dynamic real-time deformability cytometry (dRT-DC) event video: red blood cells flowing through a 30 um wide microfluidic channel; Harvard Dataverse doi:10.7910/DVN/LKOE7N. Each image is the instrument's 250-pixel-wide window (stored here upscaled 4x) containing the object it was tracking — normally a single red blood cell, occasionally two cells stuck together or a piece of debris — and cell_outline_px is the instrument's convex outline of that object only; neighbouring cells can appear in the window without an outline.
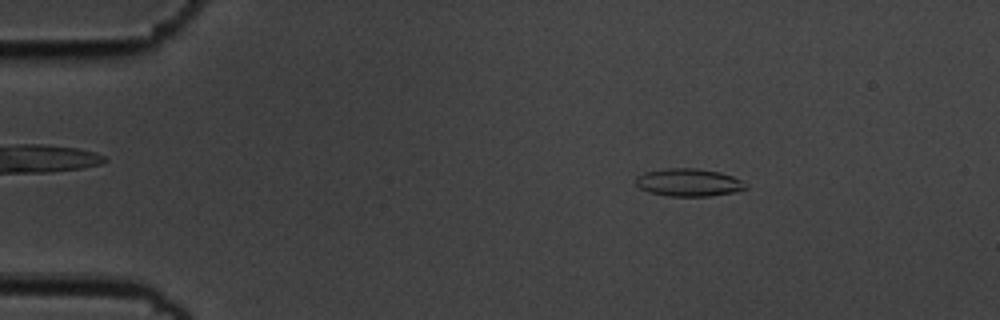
{"species": "common noctule bat (a hibernating species)", "species_latin": "Nyctalus noctula", "temperature_condition": "cold", "stored_images_in_passage": 4, "camera_frame_rate_fps": 3000, "um_per_image_px": 0.085, "animal": {"sex": "male", "body_mass_g": 19.5, "forearm_length_mm": 54.6}, "frame": {"image": 1, "passage_image": 2, "time_ms": 0.333, "image_size_px": [1000, 320], "cell_outline_px": [[748, 188], [736, 192], [708, 196], [668, 196], [652, 192], [640, 188], [636, 184], [636, 176], [644, 172], [668, 168], [696, 168], [720, 172], [732, 176], [748, 184]], "centroid_in_image_um": [58.57, 15.5], "position_along_channel_um": 26.4, "area_um2": 17.74}}